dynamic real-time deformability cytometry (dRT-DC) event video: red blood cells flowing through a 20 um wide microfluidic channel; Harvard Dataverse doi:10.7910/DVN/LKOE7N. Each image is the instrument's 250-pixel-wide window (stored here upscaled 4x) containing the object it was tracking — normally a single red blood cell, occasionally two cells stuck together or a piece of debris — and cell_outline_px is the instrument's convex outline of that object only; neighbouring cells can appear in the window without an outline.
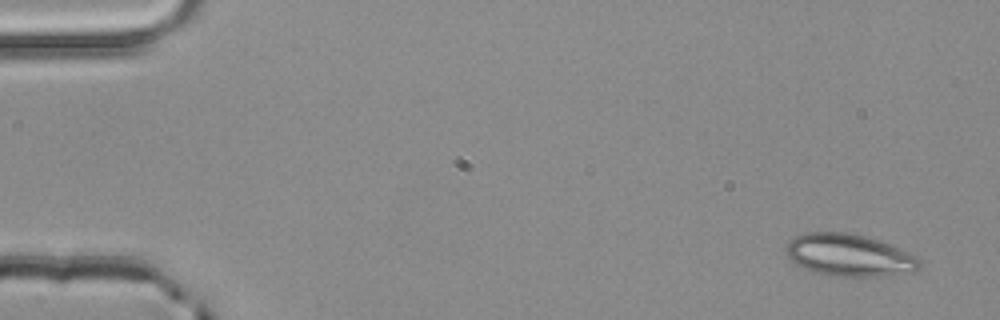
{"species": "common noctule bat (a hibernating species)", "species_latin": "Nyctalus noctula", "temperature_condition": "room temperature", "stored_images_in_passage": 4, "segment_of_instrument_passage": [2, 2], "camera_frame_rate_fps": 3000, "um_per_image_px": 0.085, "animal": {"sex": "male", "body_mass_g": 20.4}, "frame": {"image": 1, "passage_image": 4, "time_ms": 1.0, "image_size_px": [1000, 320], "cell_outline_px": [[920, 268], [916, 272], [880, 276], [840, 276], [812, 272], [796, 264], [788, 256], [784, 248], [788, 240], [804, 232], [848, 232], [864, 236], [888, 244], [908, 252], [916, 256], [920, 260]], "centroid_in_image_um": [72.16, 21.69], "position_along_channel_um": 12.8, "area_um2": 32.83}}